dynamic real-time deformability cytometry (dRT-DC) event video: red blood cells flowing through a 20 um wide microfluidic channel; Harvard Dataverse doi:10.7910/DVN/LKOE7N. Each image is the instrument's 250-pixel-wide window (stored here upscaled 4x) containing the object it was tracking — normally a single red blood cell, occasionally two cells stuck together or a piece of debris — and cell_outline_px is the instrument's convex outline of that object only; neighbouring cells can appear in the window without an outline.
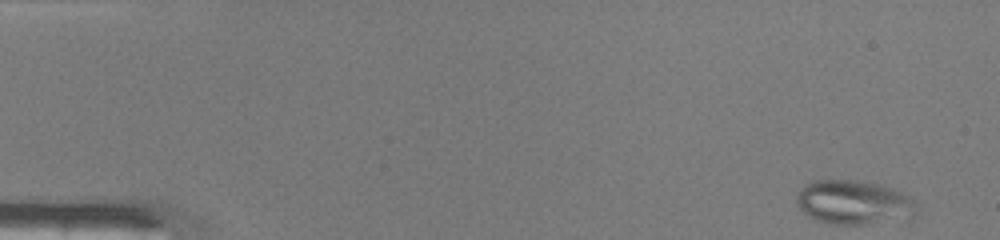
{"species": "common noctule bat (a hibernating species)", "species_latin": "Nyctalus noctula", "temperature_condition": "warm", "stored_images_in_passage": 46, "camera_frame_rate_fps": 3000, "um_per_image_px": 0.085, "animal": {"sex": "male", "body_mass_g": 19.0, "forearm_length_mm": 50.8}, "frame": {"image": 1, "passage_image": 1, "time_ms": 0.0, "image_size_px": [1000, 240], "cell_outline_px": [[920, 208], [916, 212], [864, 224], [836, 224], [816, 220], [808, 216], [796, 204], [796, 192], [808, 184], [816, 180], [852, 180], [876, 184], [892, 188], [908, 196]], "centroid_in_image_um": [72.46, 17.17], "position_along_channel_um": 12.5, "area_um2": 29.77}}
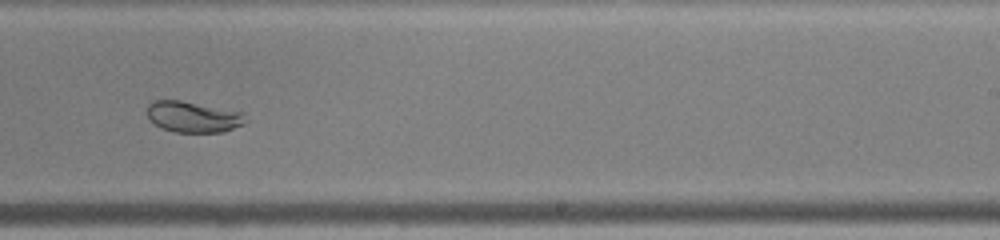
{"frame": {"image": 2, "passage_image": 29, "time_ms": 9.333, "image_size_px": [1000, 240], "cell_outline_px": [[248, 120], [244, 124], [224, 132], [172, 132], [160, 128], [148, 120], [148, 104], [156, 100], [180, 100], [240, 112]], "centroid_in_image_um": [16.38, 9.95], "position_along_channel_um": 272.6, "area_um2": 17.74}}
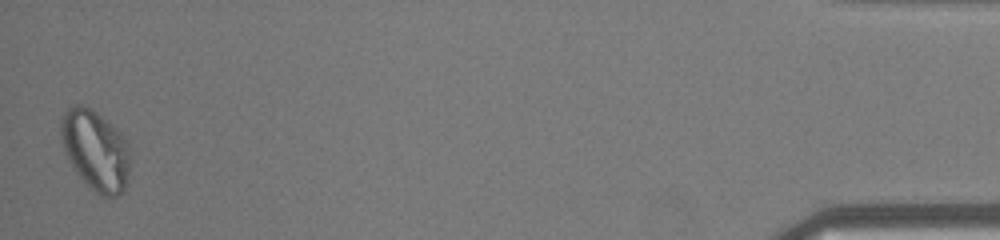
{"frame": {"image": 3, "passage_image": 46, "time_ms": 15.0, "image_size_px": [1000, 240], "cell_outline_px": [[128, 172], [124, 192], [116, 196], [100, 196], [72, 168], [68, 160], [60, 140], [60, 116], [72, 104], [80, 104], [92, 108], [116, 128], [120, 132], [128, 144]], "centroid_in_image_um": [8.07, 12.73], "position_along_channel_um": 427.1, "area_um2": 32.43}, "authors_computed_cell_mechanics": {"area_um2": 25.6632, "velocity_mm_per_s": 4.2084, "shape_relaxation_time_tau1_ms": 7.9603, "shape_relaxation_time_tau2_ms": null, "deformation_change_tau1": 0.1716, "deformation_change_tau2": null}}